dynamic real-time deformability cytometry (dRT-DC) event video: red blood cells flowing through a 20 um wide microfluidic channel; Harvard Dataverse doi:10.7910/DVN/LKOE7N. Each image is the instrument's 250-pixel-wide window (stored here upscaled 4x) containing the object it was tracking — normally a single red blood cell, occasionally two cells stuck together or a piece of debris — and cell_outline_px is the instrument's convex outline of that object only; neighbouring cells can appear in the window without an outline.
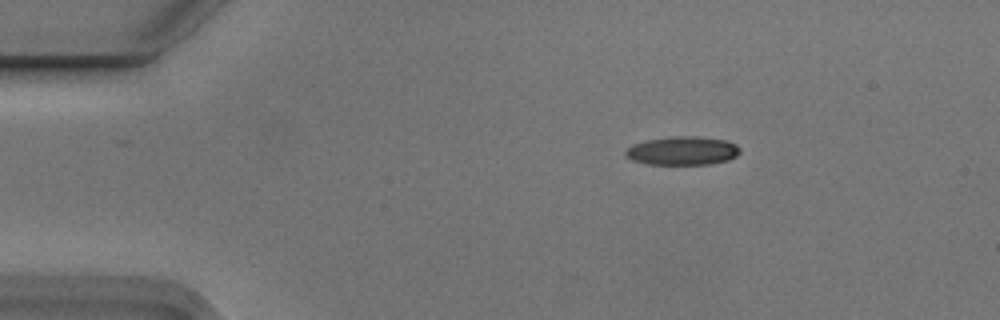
{"species": "Egyptian fruit bat (a non-hibernating species)", "species_latin": "Rousettus aegyptiacus", "temperature_condition": "cold", "stored_images_in_passage": 3, "camera_frame_rate_fps": 3000, "um_per_image_px": 0.085, "animal": {"sex": "male"}, "frame": {"image": 1, "passage_image": 1, "time_ms": 0.0, "image_size_px": [1000, 320], "cell_outline_px": [[740, 152], [736, 156], [728, 160], [708, 164], [644, 164], [632, 160], [624, 156], [624, 152], [632, 144], [648, 140], [676, 136], [696, 136], [728, 140], [736, 144], [740, 148]], "centroid_in_image_um": [58.01, 12.81], "position_along_channel_um": 27.0, "area_um2": 19.13}}
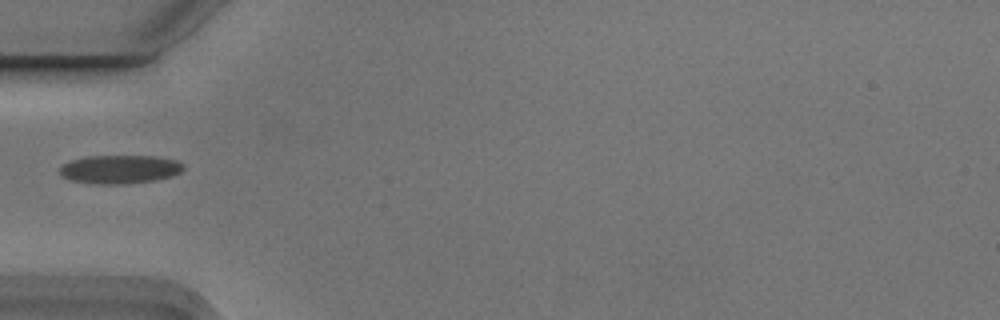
{"frame": {"image": 2, "passage_image": 3, "time_ms": 0.667, "image_size_px": [1000, 320], "cell_outline_px": [[184, 168], [180, 172], [172, 176], [156, 180], [124, 184], [96, 184], [72, 180], [60, 176], [60, 168], [64, 164], [72, 160], [88, 156], [156, 156], [180, 160], [184, 164]], "centroid_in_image_um": [10.23, 14.38], "position_along_channel_um": 74.8, "area_um2": 20.69}}